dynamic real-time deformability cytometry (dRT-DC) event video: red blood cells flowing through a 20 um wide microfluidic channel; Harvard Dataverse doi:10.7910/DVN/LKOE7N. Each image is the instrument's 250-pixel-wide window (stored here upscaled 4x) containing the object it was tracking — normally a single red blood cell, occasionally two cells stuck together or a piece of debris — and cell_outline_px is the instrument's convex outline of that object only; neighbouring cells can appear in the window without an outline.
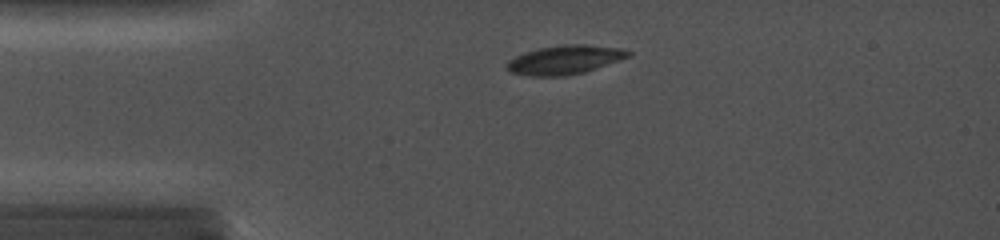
{"species": "common noctule bat (a hibernating species)", "species_latin": "Nyctalus noctula", "temperature_condition": "cold", "stored_images_in_passage": 2, "camera_frame_rate_fps": 5000, "um_per_image_px": 0.085, "animal": {"sex": "female", "body_mass_g": 19.0, "forearm_length_mm": 56.7}, "frame": {"image": 1, "passage_image": 1, "time_ms": 0.0, "image_size_px": [1000, 240], "cell_outline_px": [[632, 56], [580, 72], [552, 76], [536, 76], [512, 72], [504, 64], [508, 60], [524, 52], [536, 48], [560, 44], [588, 44], [628, 48], [632, 52]], "centroid_in_image_um": [48.04, 5.03], "position_along_channel_um": 37.0, "area_um2": 20.35}}